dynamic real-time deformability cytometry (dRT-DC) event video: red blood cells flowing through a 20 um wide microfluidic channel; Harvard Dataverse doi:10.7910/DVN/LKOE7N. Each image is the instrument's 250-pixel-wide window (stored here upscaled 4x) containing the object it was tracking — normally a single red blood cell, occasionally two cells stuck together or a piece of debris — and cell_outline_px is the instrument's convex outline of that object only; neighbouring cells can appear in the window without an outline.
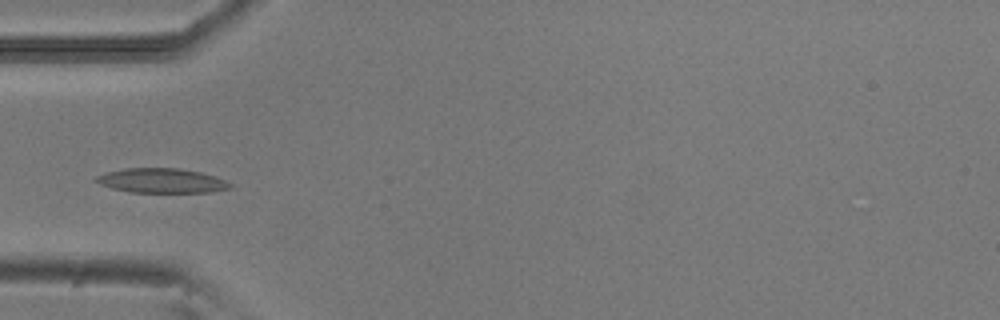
{"species": "common noctule bat (a hibernating species)", "species_latin": "Nyctalus noctula", "temperature_condition": "room temperature", "stored_images_in_passage": 5, "camera_frame_rate_fps": 3000, "um_per_image_px": 0.085, "animal": {"sex": "male", "body_mass_g": 20.5, "forearm_length_mm": 52.5}, "frame": {"image": 1, "passage_image": 5, "time_ms": 1.333, "image_size_px": [1000, 320], "cell_outline_px": [[232, 188], [208, 192], [132, 192], [112, 188], [100, 184], [92, 180], [96, 176], [104, 172], [124, 168], [180, 168], [200, 172], [216, 176], [232, 184]], "centroid_in_image_um": [13.71, 15.34], "position_along_channel_um": 71.3, "area_um2": 19.25}}